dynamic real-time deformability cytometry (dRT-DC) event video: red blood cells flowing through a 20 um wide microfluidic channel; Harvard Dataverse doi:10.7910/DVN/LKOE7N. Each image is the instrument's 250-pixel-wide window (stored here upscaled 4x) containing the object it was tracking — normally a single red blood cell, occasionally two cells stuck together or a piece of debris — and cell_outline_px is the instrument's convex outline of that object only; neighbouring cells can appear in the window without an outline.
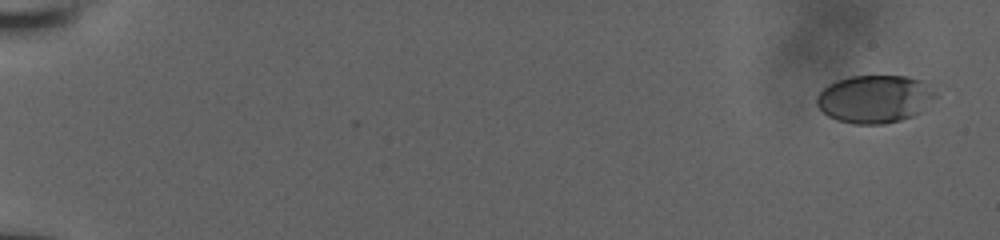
{"species": "human", "species_latin": "Homo sapiens", "temperature_condition": "room temperature", "stored_images_in_passage": 45, "camera_frame_rate_fps": 3000, "um_per_image_px": 0.085, "donor": {"sex": "male"}, "frame": {"image": 1, "passage_image": 1, "time_ms": 0.0, "image_size_px": [1000, 240], "cell_outline_px": [[936, 96], [920, 112], [912, 116], [900, 120], [884, 124], [852, 124], [828, 116], [816, 104], [816, 96], [828, 84], [836, 80], [848, 76], [908, 76], [920, 80], [928, 84], [936, 92]], "centroid_in_image_um": [74.34, 8.4], "position_along_channel_um": 10.7, "area_um2": 33.12}}
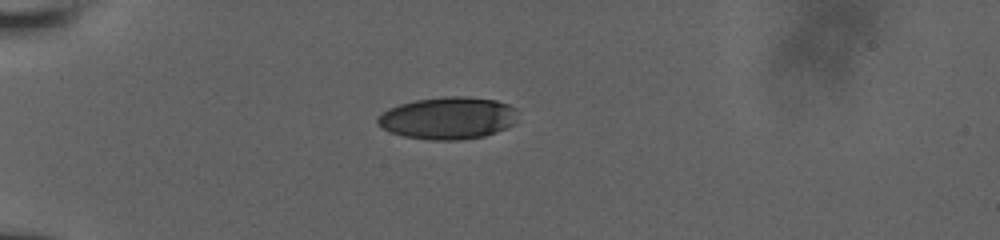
{"frame": {"image": 2, "passage_image": 37, "time_ms": 5.333, "image_size_px": [1000, 240], "cell_outline_px": [[516, 124], [496, 132], [484, 136], [460, 140], [428, 140], [404, 136], [388, 132], [376, 124], [376, 120], [388, 108], [400, 104], [416, 100], [444, 96], [464, 96], [496, 100], [508, 104], [516, 108]], "centroid_in_image_um": [38.08, 10.04], "position_along_channel_um": 46.9, "area_um2": 34.74}}